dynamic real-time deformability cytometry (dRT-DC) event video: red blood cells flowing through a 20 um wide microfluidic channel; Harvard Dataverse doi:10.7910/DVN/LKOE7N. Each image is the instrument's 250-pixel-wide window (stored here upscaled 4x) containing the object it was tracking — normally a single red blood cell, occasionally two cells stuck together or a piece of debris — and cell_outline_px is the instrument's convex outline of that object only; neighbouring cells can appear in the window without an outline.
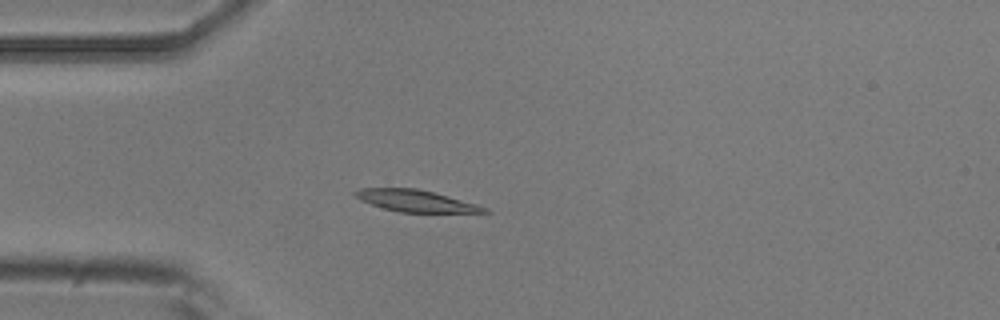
{"species": "common noctule bat (a hibernating species)", "species_latin": "Nyctalus noctula", "temperature_condition": "room temperature", "stored_images_in_passage": 39, "camera_frame_rate_fps": 3000, "um_per_image_px": 0.085, "animal": {"sex": "male", "body_mass_g": 20.5, "forearm_length_mm": 52.5}, "frame": {"image": 1, "passage_image": 1, "time_ms": 0.0, "image_size_px": [1000, 320], "cell_outline_px": [[492, 212], [400, 212], [384, 208], [360, 200], [352, 192], [360, 188], [416, 188], [432, 192], [476, 204], [488, 208]], "centroid_in_image_um": [35.31, 17.07], "position_along_channel_um": 49.7, "area_um2": 16.01}}
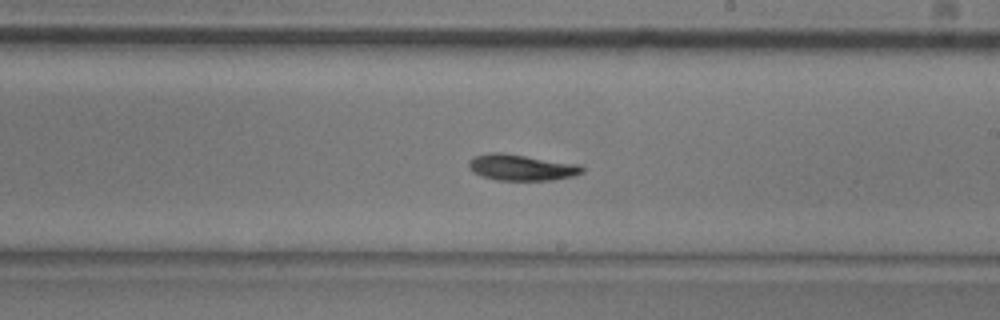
{"frame": {"image": 2, "passage_image": 17, "time_ms": 5.333, "image_size_px": [1000, 320], "cell_outline_px": [[584, 172], [572, 176], [552, 180], [496, 180], [472, 172], [468, 164], [468, 160], [476, 156], [488, 152], [504, 152], [580, 164], [584, 168]], "centroid_in_image_um": [44.33, 14.22], "position_along_channel_um": 244.7, "area_um2": 17.4}}
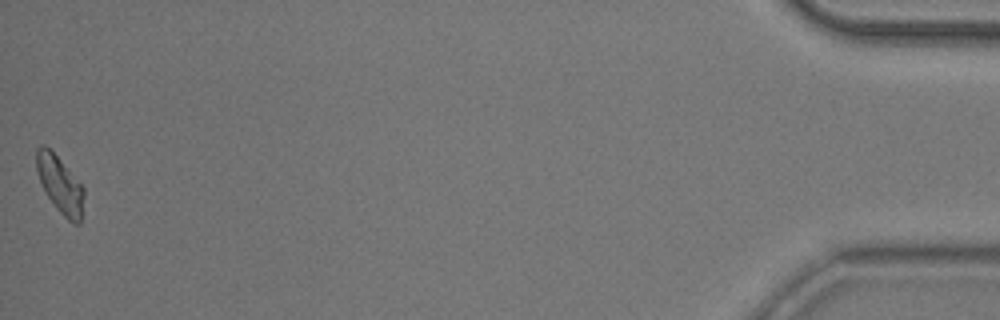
{"frame": {"image": 3, "passage_image": 39, "time_ms": 12.667, "image_size_px": [1000, 320], "cell_outline_px": [[84, 196], [80, 224], [72, 224], [56, 208], [48, 196], [40, 180], [36, 168], [36, 148], [40, 144], [44, 144], [56, 156], [84, 188]], "centroid_in_image_um": [5.1, 15.71], "position_along_channel_um": 430.1, "area_um2": 15.37}, "authors_computed_cell_mechanics": {"area_um2": 16.5886, "velocity_mm_per_s": 3.8488, "shape_relaxation_time_tau1_ms": 5.3548, "shape_relaxation_time_tau2_ms": null, "deformation_change_tau1": 0.1654, "deformation_change_tau2": null}}